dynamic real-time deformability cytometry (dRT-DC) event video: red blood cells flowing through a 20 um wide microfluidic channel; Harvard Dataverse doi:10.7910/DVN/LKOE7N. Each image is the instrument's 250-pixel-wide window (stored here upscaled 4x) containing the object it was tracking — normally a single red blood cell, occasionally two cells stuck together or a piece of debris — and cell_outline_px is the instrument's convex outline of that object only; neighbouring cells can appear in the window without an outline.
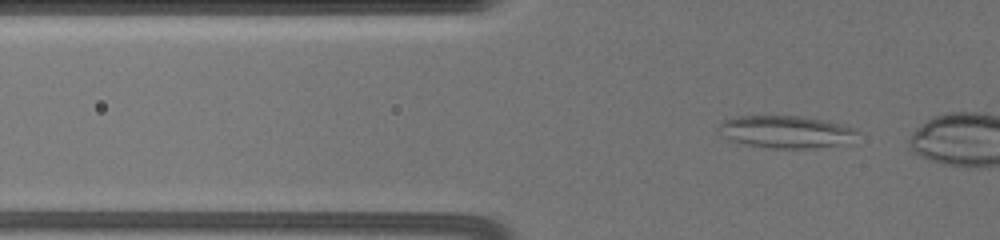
{"species": "common noctule bat (a hibernating species)", "species_latin": "Nyctalus noctula", "temperature_condition": "warm", "stored_images_in_passage": 49, "camera_frame_rate_fps": 3000, "um_per_image_px": 0.085, "animal": {"sex": "female", "body_mass_g": 19.5, "forearm_length_mm": 54.1}, "frame": {"image": 1, "passage_image": 11, "time_ms": 3.333, "image_size_px": [1000, 240], "cell_outline_px": [[856, 132], [836, 144], [808, 148], [772, 148], [744, 144], [728, 140], [716, 128], [724, 120], [736, 116], [800, 116], [824, 120], [840, 124], [852, 128]], "centroid_in_image_um": [66.61, 11.18], "position_along_channel_um": 59.2, "area_um2": 25.26}}
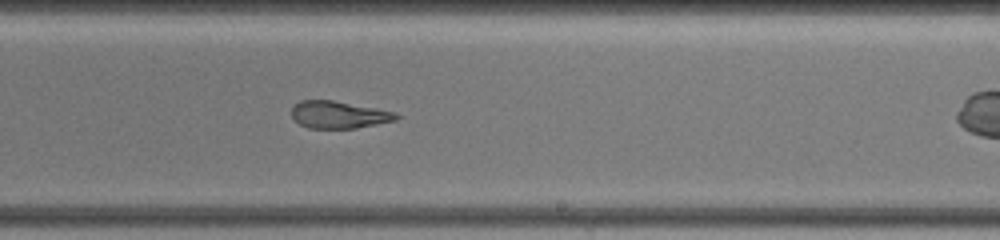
{"frame": {"image": 2, "passage_image": 32, "time_ms": 9.667, "image_size_px": [1000, 240], "cell_outline_px": [[400, 116], [396, 120], [356, 128], [308, 128], [300, 124], [292, 116], [292, 108], [300, 100], [332, 100], [376, 108], [396, 112]], "centroid_in_image_um": [28.81, 9.75], "position_along_channel_um": 260.2, "area_um2": 16.47}}
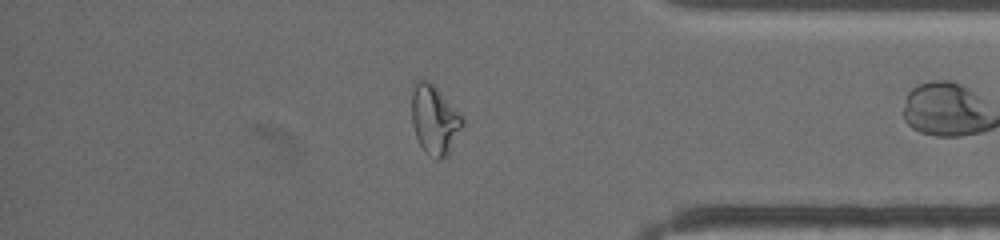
{"frame": {"image": 3, "passage_image": 48, "time_ms": 14.0, "image_size_px": [1000, 240], "cell_outline_px": [[464, 124], [448, 152], [440, 160], [436, 160], [424, 152], [416, 136], [412, 124], [412, 80], [432, 80], [464, 116]], "centroid_in_image_um": [36.93, 10.1], "position_along_channel_um": 398.3, "area_um2": 20.98}}